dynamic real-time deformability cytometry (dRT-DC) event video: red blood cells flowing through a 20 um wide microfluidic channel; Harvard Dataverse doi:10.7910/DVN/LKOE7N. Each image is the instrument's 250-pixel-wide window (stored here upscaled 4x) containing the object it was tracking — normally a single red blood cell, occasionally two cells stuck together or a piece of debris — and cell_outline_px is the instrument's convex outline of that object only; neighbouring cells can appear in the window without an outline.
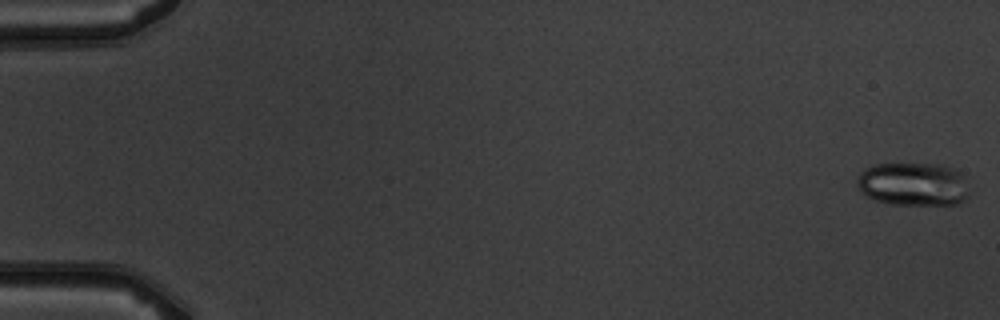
{"species": "common noctule bat (a hibernating species)", "species_latin": "Nyctalus noctula", "temperature_condition": "warm", "stored_images_in_passage": 6, "camera_frame_rate_fps": 3000, "um_per_image_px": 0.085, "animal": {"sex": "male", "body_mass_g": 19.5, "forearm_length_mm": 54.6}, "frame": {"image": 1, "passage_image": 1, "time_ms": 0.0, "image_size_px": [1000, 320], "cell_outline_px": [[968, 196], [964, 200], [956, 204], [892, 204], [876, 200], [868, 196], [856, 184], [856, 180], [860, 172], [864, 168], [872, 164], [944, 164], [956, 168], [960, 172]], "centroid_in_image_um": [77.59, 15.63], "position_along_channel_um": 7.4, "area_um2": 28.15}}